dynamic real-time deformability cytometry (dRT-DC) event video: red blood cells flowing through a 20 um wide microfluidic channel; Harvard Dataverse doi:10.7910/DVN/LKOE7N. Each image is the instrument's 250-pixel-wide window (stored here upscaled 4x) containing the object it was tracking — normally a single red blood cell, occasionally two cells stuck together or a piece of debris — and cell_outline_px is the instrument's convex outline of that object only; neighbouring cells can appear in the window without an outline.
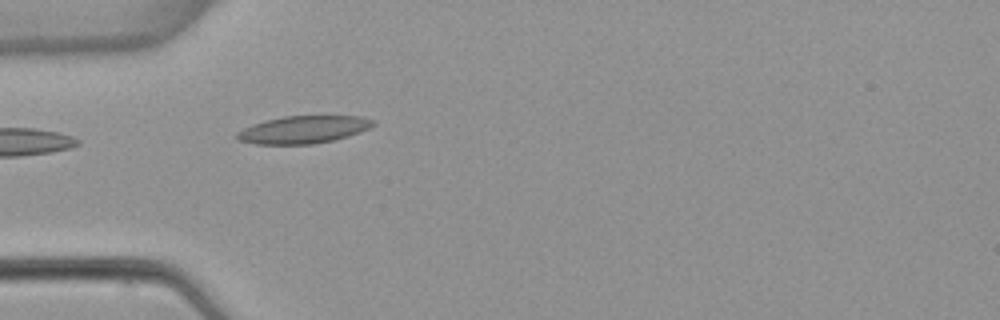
{"species": "common noctule bat (a hibernating species)", "species_latin": "Nyctalus noctula", "temperature_condition": "warm", "stored_images_in_passage": 2, "camera_frame_rate_fps": 3000, "um_per_image_px": 0.085, "animal": {"sex": "female", "body_mass_g": 22.7, "forearm_length_mm": 54.2}, "frame": {"image": 1, "passage_image": 2, "time_ms": 1.0, "image_size_px": [1000, 320], "cell_outline_px": [[376, 124], [360, 132], [348, 136], [332, 140], [312, 144], [256, 144], [236, 140], [236, 132], [244, 128], [268, 120], [284, 116], [364, 116], [376, 120]], "centroid_in_image_um": [25.82, 11.01], "position_along_channel_um": 59.2, "area_um2": 21.73}}